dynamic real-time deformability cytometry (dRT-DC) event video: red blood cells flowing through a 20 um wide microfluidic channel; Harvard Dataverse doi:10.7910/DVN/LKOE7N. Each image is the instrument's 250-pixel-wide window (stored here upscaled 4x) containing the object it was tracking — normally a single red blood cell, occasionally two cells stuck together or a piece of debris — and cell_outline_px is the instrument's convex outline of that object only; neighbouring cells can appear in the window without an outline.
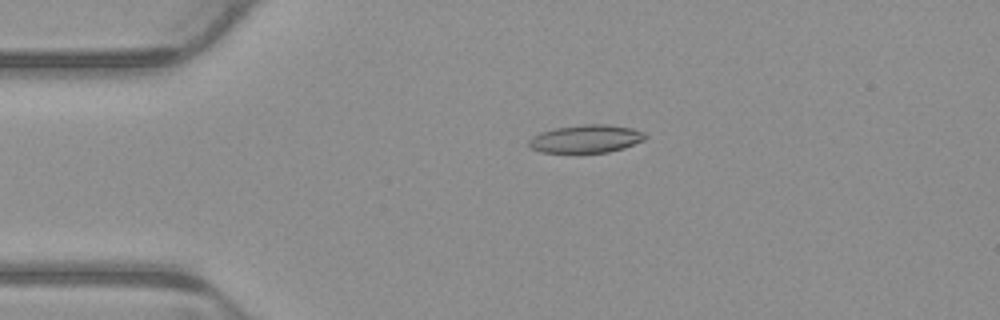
{"species": "common noctule bat (a hibernating species)", "species_latin": "Nyctalus noctula", "temperature_condition": "warm", "stored_images_in_passage": 2, "camera_frame_rate_fps": 3000, "um_per_image_px": 0.085, "animal": {"sex": "male", "body_mass_g": 23.1, "forearm_length_mm": 52.7}, "frame": {"image": 1, "passage_image": 1, "time_ms": 0.0, "image_size_px": [1000, 320], "cell_outline_px": [[648, 136], [644, 140], [624, 148], [608, 152], [540, 152], [532, 148], [528, 144], [528, 140], [532, 136], [540, 132], [556, 128], [584, 124], [608, 124], [632, 128], [644, 132]], "centroid_in_image_um": [49.83, 11.79], "position_along_channel_um": 35.2, "area_um2": 18.96}}